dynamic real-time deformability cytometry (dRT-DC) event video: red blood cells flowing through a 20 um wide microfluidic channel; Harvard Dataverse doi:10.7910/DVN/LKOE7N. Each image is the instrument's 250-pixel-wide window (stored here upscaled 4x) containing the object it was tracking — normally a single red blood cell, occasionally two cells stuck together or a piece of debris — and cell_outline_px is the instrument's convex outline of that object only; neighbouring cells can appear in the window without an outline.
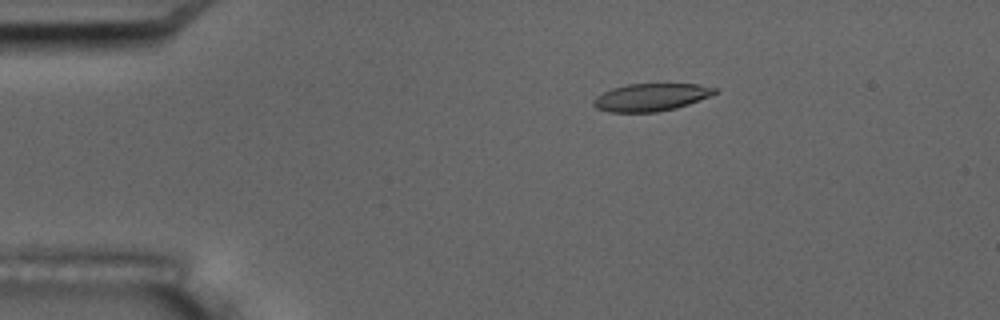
{"species": "common noctule bat (a hibernating species)", "species_latin": "Nyctalus noctula", "temperature_condition": "room temperature", "stored_images_in_passage": 6, "camera_frame_rate_fps": 3000, "um_per_image_px": 0.085, "animal": {"sex": "male", "body_mass_g": 17.5, "forearm_length_mm": 52.3}, "frame": {"image": 1, "passage_image": 3, "time_ms": 2.333, "image_size_px": [1000, 320], "cell_outline_px": [[716, 92], [708, 96], [688, 104], [676, 108], [656, 112], [608, 112], [596, 108], [592, 104], [592, 100], [596, 96], [612, 88], [628, 84], [700, 84], [716, 88]], "centroid_in_image_um": [55.28, 8.27], "position_along_channel_um": 29.7, "area_um2": 19.36}}